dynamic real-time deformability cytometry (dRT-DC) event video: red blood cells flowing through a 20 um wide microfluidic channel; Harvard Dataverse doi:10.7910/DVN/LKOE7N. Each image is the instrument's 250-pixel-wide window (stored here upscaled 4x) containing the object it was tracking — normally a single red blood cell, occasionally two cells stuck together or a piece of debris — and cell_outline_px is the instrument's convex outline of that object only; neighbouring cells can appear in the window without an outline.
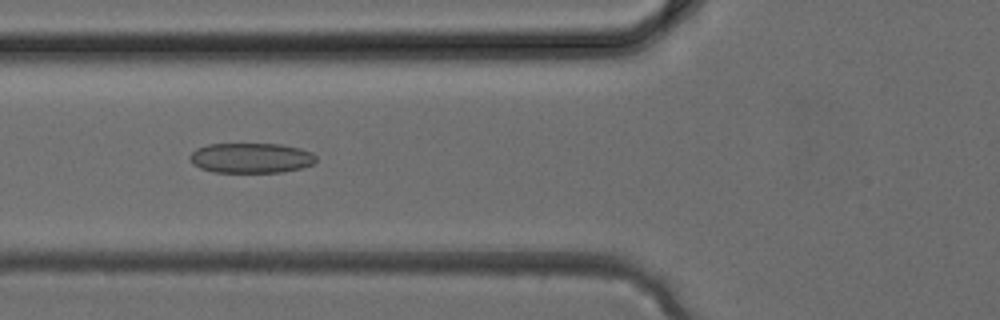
{"species": "common noctule bat (a hibernating species)", "species_latin": "Nyctalus noctula", "temperature_condition": "cold", "stored_images_in_passage": 13, "camera_frame_rate_fps": 3000, "um_per_image_px": 0.085, "animal": {"sex": "female", "body_mass_g": 24.6, "forearm_length_mm": 56.2}, "frame": {"image": 1, "passage_image": 6, "time_ms": 1.667, "image_size_px": [1000, 320], "cell_outline_px": [[316, 160], [312, 164], [300, 168], [284, 172], [216, 172], [200, 168], [192, 164], [188, 156], [196, 148], [208, 144], [280, 144], [300, 148], [312, 152], [316, 156]], "centroid_in_image_um": [21.32, 13.42], "position_along_channel_um": 104.5, "area_um2": 22.2}}
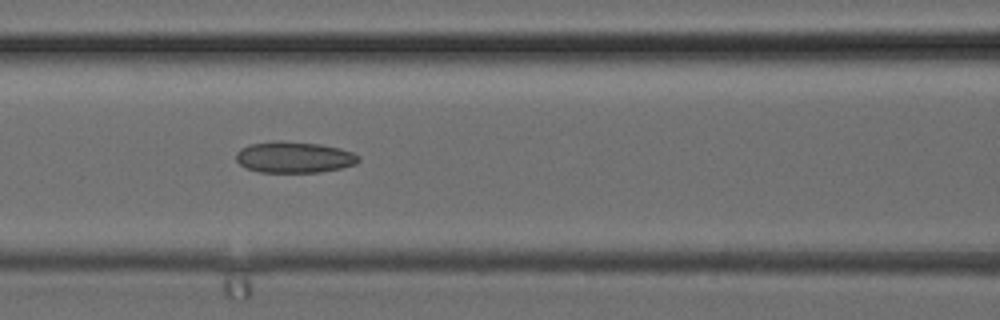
{"frame": {"image": 2, "passage_image": 8, "time_ms": 2.333, "image_size_px": [1000, 320], "cell_outline_px": [[360, 160], [356, 164], [340, 168], [320, 172], [260, 172], [248, 168], [240, 164], [236, 160], [236, 152], [240, 148], [252, 144], [276, 140], [280, 140], [320, 144], [340, 148], [352, 152], [360, 156]], "centroid_in_image_um": [25.01, 13.35], "position_along_channel_um": 141.6, "area_um2": 22.31}}